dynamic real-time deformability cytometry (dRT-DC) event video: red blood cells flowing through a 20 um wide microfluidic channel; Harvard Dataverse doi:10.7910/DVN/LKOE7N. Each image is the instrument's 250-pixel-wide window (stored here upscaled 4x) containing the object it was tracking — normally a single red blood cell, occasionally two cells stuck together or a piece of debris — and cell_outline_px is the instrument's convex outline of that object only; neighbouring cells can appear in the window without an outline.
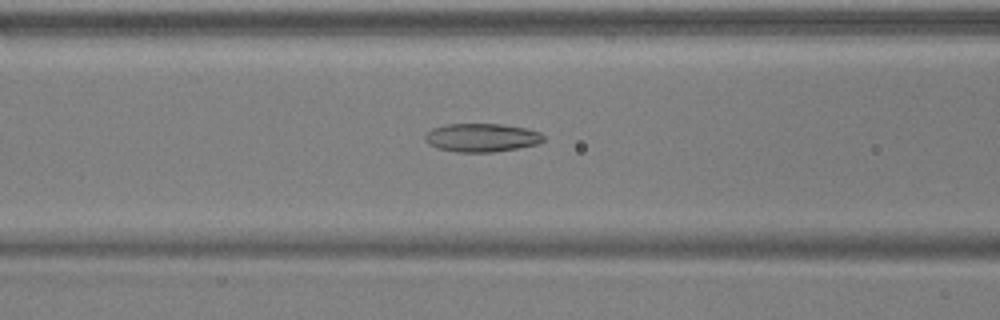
{"species": "common noctule bat (a hibernating species)", "species_latin": "Nyctalus noctula", "temperature_condition": "warm", "stored_images_in_passage": 54, "camera_frame_rate_fps": 3000, "um_per_image_px": 0.085, "animal": {"sex": "male", "body_mass_g": 17.9, "forearm_length_mm": 54.2}, "frame": {"image": 1, "passage_image": 22, "time_ms": 7.0, "image_size_px": [1000, 320], "cell_outline_px": [[544, 140], [540, 144], [492, 152], [456, 152], [436, 148], [428, 144], [424, 140], [424, 136], [432, 128], [444, 124], [500, 124], [524, 128], [540, 132], [544, 136]], "centroid_in_image_um": [40.91, 11.7], "position_along_channel_um": 125.7, "area_um2": 19.71}}
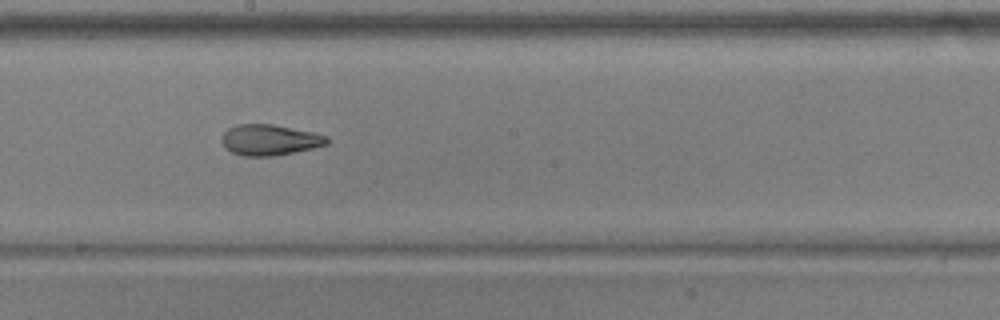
{"frame": {"image": 2, "passage_image": 30, "time_ms": 9.667, "image_size_px": [1000, 320], "cell_outline_px": [[328, 144], [312, 148], [276, 156], [240, 156], [224, 148], [220, 140], [224, 132], [228, 128], [236, 124], [272, 124], [312, 132], [328, 136]], "centroid_in_image_um": [22.87, 11.9], "position_along_channel_um": 225.3, "area_um2": 19.02}}
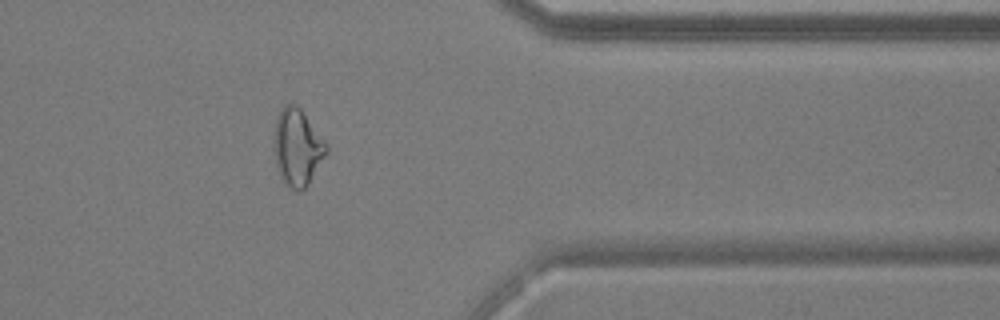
{"frame": {"image": 3, "passage_image": 44, "time_ms": 14.333, "image_size_px": [1000, 320], "cell_outline_px": [[328, 152], [308, 184], [300, 192], [292, 188], [280, 176], [276, 168], [272, 148], [272, 140], [276, 120], [284, 104], [296, 104], [300, 108], [328, 144]], "centroid_in_image_um": [25.25, 12.51], "position_along_channel_um": 386.1, "area_um2": 23.64}, "authors_computed_cell_mechanics": {"area_um2": 21.386, "velocity_mm_per_s": 3.7337, "shape_relaxation_time_tau1_ms": null, "shape_relaxation_time_tau2_ms": 1.5436, "deformation_change_tau1": null, "deformation_change_tau2": 0.0861}}